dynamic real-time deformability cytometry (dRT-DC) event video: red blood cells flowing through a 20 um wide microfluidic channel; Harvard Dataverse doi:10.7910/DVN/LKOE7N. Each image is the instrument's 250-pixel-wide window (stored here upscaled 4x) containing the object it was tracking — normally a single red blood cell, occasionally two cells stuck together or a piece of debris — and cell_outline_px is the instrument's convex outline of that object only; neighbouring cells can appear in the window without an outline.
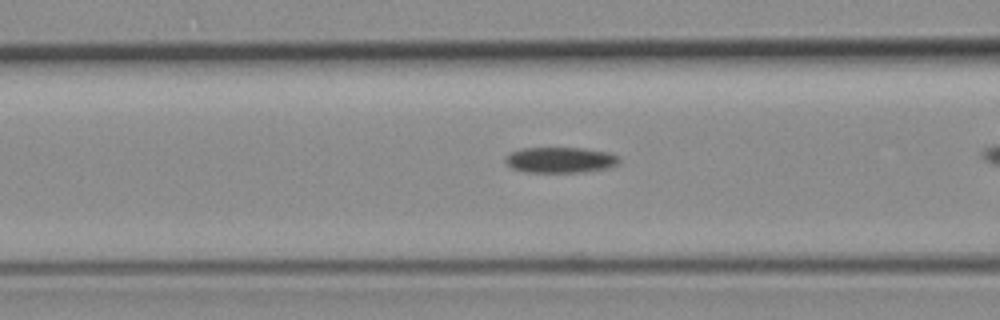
{"species": "common noctule bat (a hibernating species)", "species_latin": "Nyctalus noctula", "temperature_condition": "room temperature", "stored_images_in_passage": 31, "camera_frame_rate_fps": 3000, "um_per_image_px": 0.085, "animal": {"sex": "female", "body_mass_g": 19.3, "forearm_length_mm": 54.1}, "frame": {"image": 1, "passage_image": 9, "time_ms": 2.667, "image_size_px": [1000, 320], "cell_outline_px": [[620, 160], [616, 164], [608, 168], [584, 172], [524, 172], [512, 168], [504, 160], [504, 156], [520, 148], [580, 148], [608, 152], [616, 156]], "centroid_in_image_um": [47.58, 13.6], "position_along_channel_um": 119.0, "area_um2": 16.99}}
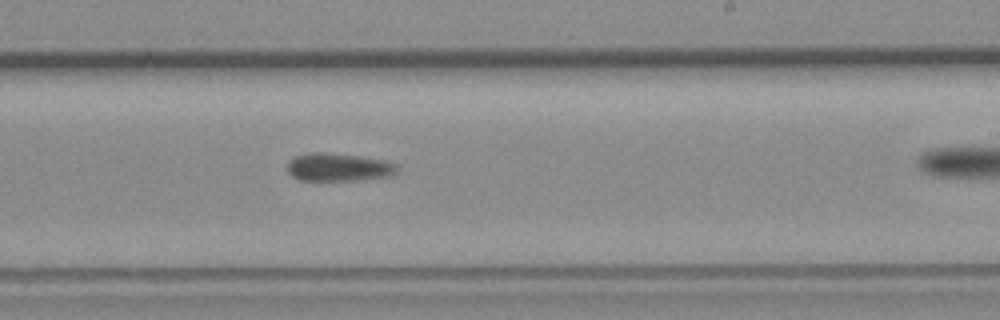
{"frame": {"image": 2, "passage_image": 20, "time_ms": 6.333, "image_size_px": [1000, 320], "cell_outline_px": [[400, 168], [392, 176], [360, 180], [300, 180], [292, 176], [288, 172], [288, 160], [296, 156], [308, 152], [320, 152], [360, 156], [388, 160], [396, 164]], "centroid_in_image_um": [28.82, 14.21], "position_along_channel_um": 260.2, "area_um2": 18.15}}
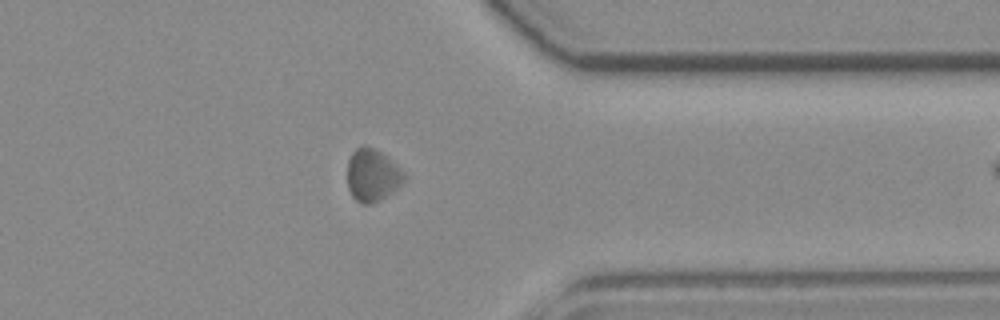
{"frame": {"image": 3, "passage_image": 30, "time_ms": 9.667, "image_size_px": [1000, 320], "cell_outline_px": [[408, 176], [396, 188], [380, 200], [372, 204], [360, 204], [352, 196], [348, 188], [348, 160], [352, 152], [356, 148], [364, 144], [388, 156]], "centroid_in_image_um": [31.65, 14.89], "position_along_channel_um": 379.8, "area_um2": 17.4}}